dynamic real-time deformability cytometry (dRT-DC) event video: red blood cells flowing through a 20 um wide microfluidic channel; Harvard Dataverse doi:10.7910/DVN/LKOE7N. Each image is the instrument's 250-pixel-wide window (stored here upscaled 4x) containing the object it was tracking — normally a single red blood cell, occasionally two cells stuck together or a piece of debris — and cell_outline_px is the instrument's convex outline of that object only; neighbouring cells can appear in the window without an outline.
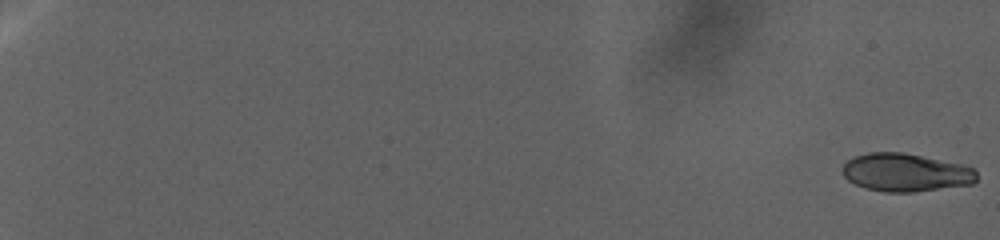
{"species": "human", "species_latin": "Homo sapiens", "temperature_condition": "warm", "stored_images_in_passage": 96, "camera_frame_rate_fps": 3000, "um_per_image_px": 0.085, "donor": {"sex": "female"}, "frame": {"image": 1, "passage_image": 1, "time_ms": 0.0, "image_size_px": [1000, 240], "cell_outline_px": [[976, 180], [972, 184], [912, 192], [884, 192], [864, 188], [848, 180], [844, 176], [840, 168], [852, 156], [868, 152], [904, 152], [964, 164], [976, 168]], "centroid_in_image_um": [76.97, 14.65], "position_along_channel_um": 8.0, "area_um2": 30.17}}
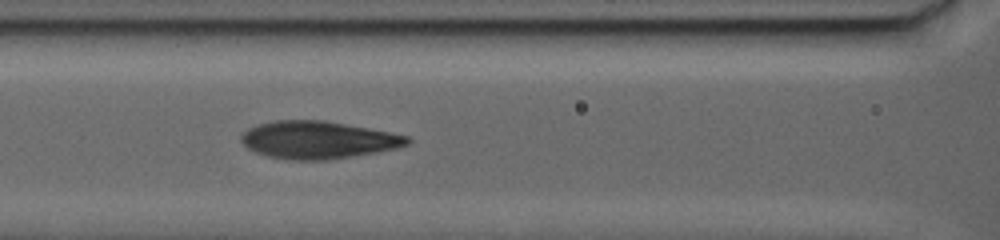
{"frame": {"image": 2, "passage_image": 55, "time_ms": 30.667, "image_size_px": [1000, 240], "cell_outline_px": [[412, 140], [408, 144], [396, 148], [376, 152], [328, 160], [288, 160], [264, 156], [248, 148], [240, 140], [240, 136], [248, 128], [256, 124], [276, 120], [324, 120], [388, 132], [408, 136]], "centroid_in_image_um": [26.98, 11.9], "position_along_channel_um": 139.6, "area_um2": 36.3}}
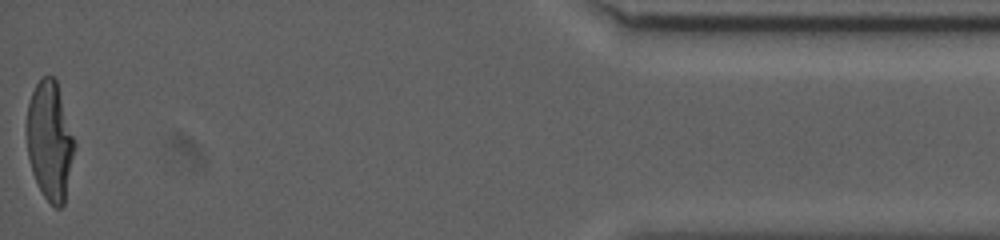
{"frame": {"image": 3, "passage_image": 96, "time_ms": 57.0, "image_size_px": [1000, 240], "cell_outline_px": [[76, 144], [64, 204], [60, 208], [56, 208], [44, 196], [32, 172], [28, 156], [28, 104], [32, 92], [36, 84], [44, 76], [52, 76], [56, 80]], "centroid_in_image_um": [4.26, 11.98], "position_along_channel_um": 430.9, "area_um2": 32.43}}